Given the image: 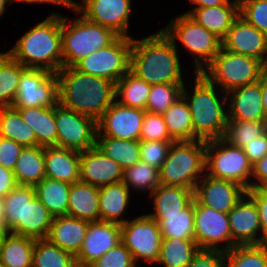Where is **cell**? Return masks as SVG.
I'll use <instances>...</instances> for the list:
<instances>
[{
  "label": "cell",
  "mask_w": 267,
  "mask_h": 267,
  "mask_svg": "<svg viewBox=\"0 0 267 267\" xmlns=\"http://www.w3.org/2000/svg\"><path fill=\"white\" fill-rule=\"evenodd\" d=\"M176 41L162 29L136 40L133 38L130 71L149 85L184 83Z\"/></svg>",
  "instance_id": "obj_1"
},
{
  "label": "cell",
  "mask_w": 267,
  "mask_h": 267,
  "mask_svg": "<svg viewBox=\"0 0 267 267\" xmlns=\"http://www.w3.org/2000/svg\"><path fill=\"white\" fill-rule=\"evenodd\" d=\"M58 103L98 121L116 100V83L62 67L57 73Z\"/></svg>",
  "instance_id": "obj_2"
},
{
  "label": "cell",
  "mask_w": 267,
  "mask_h": 267,
  "mask_svg": "<svg viewBox=\"0 0 267 267\" xmlns=\"http://www.w3.org/2000/svg\"><path fill=\"white\" fill-rule=\"evenodd\" d=\"M6 52L26 68L56 74L63 67L61 14L49 15Z\"/></svg>",
  "instance_id": "obj_3"
},
{
  "label": "cell",
  "mask_w": 267,
  "mask_h": 267,
  "mask_svg": "<svg viewBox=\"0 0 267 267\" xmlns=\"http://www.w3.org/2000/svg\"><path fill=\"white\" fill-rule=\"evenodd\" d=\"M192 95L183 86L182 96L187 102L193 121L194 140H214L224 137L228 120L226 94H217V86L210 83L201 73L195 74Z\"/></svg>",
  "instance_id": "obj_4"
},
{
  "label": "cell",
  "mask_w": 267,
  "mask_h": 267,
  "mask_svg": "<svg viewBox=\"0 0 267 267\" xmlns=\"http://www.w3.org/2000/svg\"><path fill=\"white\" fill-rule=\"evenodd\" d=\"M5 230L33 239H47L54 217L35 196L33 186L17 185L4 198Z\"/></svg>",
  "instance_id": "obj_5"
},
{
  "label": "cell",
  "mask_w": 267,
  "mask_h": 267,
  "mask_svg": "<svg viewBox=\"0 0 267 267\" xmlns=\"http://www.w3.org/2000/svg\"><path fill=\"white\" fill-rule=\"evenodd\" d=\"M206 141H175L159 169L160 184L194 190L205 175ZM202 175V176H201Z\"/></svg>",
  "instance_id": "obj_6"
},
{
  "label": "cell",
  "mask_w": 267,
  "mask_h": 267,
  "mask_svg": "<svg viewBox=\"0 0 267 267\" xmlns=\"http://www.w3.org/2000/svg\"><path fill=\"white\" fill-rule=\"evenodd\" d=\"M61 15L63 67H73L82 58L109 46L119 35L110 28L86 19L80 14L67 21Z\"/></svg>",
  "instance_id": "obj_7"
},
{
  "label": "cell",
  "mask_w": 267,
  "mask_h": 267,
  "mask_svg": "<svg viewBox=\"0 0 267 267\" xmlns=\"http://www.w3.org/2000/svg\"><path fill=\"white\" fill-rule=\"evenodd\" d=\"M267 66L257 58L221 48L201 74L224 93L259 81Z\"/></svg>",
  "instance_id": "obj_8"
},
{
  "label": "cell",
  "mask_w": 267,
  "mask_h": 267,
  "mask_svg": "<svg viewBox=\"0 0 267 267\" xmlns=\"http://www.w3.org/2000/svg\"><path fill=\"white\" fill-rule=\"evenodd\" d=\"M162 30L172 41L181 42L194 56L195 73H201L222 48V39L186 13L172 19Z\"/></svg>",
  "instance_id": "obj_9"
},
{
  "label": "cell",
  "mask_w": 267,
  "mask_h": 267,
  "mask_svg": "<svg viewBox=\"0 0 267 267\" xmlns=\"http://www.w3.org/2000/svg\"><path fill=\"white\" fill-rule=\"evenodd\" d=\"M205 172L251 189L252 164L242 148L230 145L223 138L206 141Z\"/></svg>",
  "instance_id": "obj_10"
},
{
  "label": "cell",
  "mask_w": 267,
  "mask_h": 267,
  "mask_svg": "<svg viewBox=\"0 0 267 267\" xmlns=\"http://www.w3.org/2000/svg\"><path fill=\"white\" fill-rule=\"evenodd\" d=\"M132 37L119 36L109 46L99 49L78 61V71L116 83L130 70Z\"/></svg>",
  "instance_id": "obj_11"
},
{
  "label": "cell",
  "mask_w": 267,
  "mask_h": 267,
  "mask_svg": "<svg viewBox=\"0 0 267 267\" xmlns=\"http://www.w3.org/2000/svg\"><path fill=\"white\" fill-rule=\"evenodd\" d=\"M121 242L133 256L135 263L159 261L162 234L159 224L148 214L141 215L121 224Z\"/></svg>",
  "instance_id": "obj_12"
},
{
  "label": "cell",
  "mask_w": 267,
  "mask_h": 267,
  "mask_svg": "<svg viewBox=\"0 0 267 267\" xmlns=\"http://www.w3.org/2000/svg\"><path fill=\"white\" fill-rule=\"evenodd\" d=\"M57 147L79 152L96 146L97 122L57 103L54 106Z\"/></svg>",
  "instance_id": "obj_13"
},
{
  "label": "cell",
  "mask_w": 267,
  "mask_h": 267,
  "mask_svg": "<svg viewBox=\"0 0 267 267\" xmlns=\"http://www.w3.org/2000/svg\"><path fill=\"white\" fill-rule=\"evenodd\" d=\"M194 240L200 250H231L232 236L228 214L194 200ZM220 243H225V246L219 248Z\"/></svg>",
  "instance_id": "obj_14"
},
{
  "label": "cell",
  "mask_w": 267,
  "mask_h": 267,
  "mask_svg": "<svg viewBox=\"0 0 267 267\" xmlns=\"http://www.w3.org/2000/svg\"><path fill=\"white\" fill-rule=\"evenodd\" d=\"M58 103L57 74L26 68L19 79L12 107H54Z\"/></svg>",
  "instance_id": "obj_15"
},
{
  "label": "cell",
  "mask_w": 267,
  "mask_h": 267,
  "mask_svg": "<svg viewBox=\"0 0 267 267\" xmlns=\"http://www.w3.org/2000/svg\"><path fill=\"white\" fill-rule=\"evenodd\" d=\"M131 0H82L81 4L73 0L66 6L78 12L86 19L110 28L119 36L128 34Z\"/></svg>",
  "instance_id": "obj_16"
},
{
  "label": "cell",
  "mask_w": 267,
  "mask_h": 267,
  "mask_svg": "<svg viewBox=\"0 0 267 267\" xmlns=\"http://www.w3.org/2000/svg\"><path fill=\"white\" fill-rule=\"evenodd\" d=\"M145 110L126 107L114 101L97 121V135L139 140Z\"/></svg>",
  "instance_id": "obj_17"
},
{
  "label": "cell",
  "mask_w": 267,
  "mask_h": 267,
  "mask_svg": "<svg viewBox=\"0 0 267 267\" xmlns=\"http://www.w3.org/2000/svg\"><path fill=\"white\" fill-rule=\"evenodd\" d=\"M246 193L247 190L235 182L206 174L194 188V200L209 208L228 213Z\"/></svg>",
  "instance_id": "obj_18"
},
{
  "label": "cell",
  "mask_w": 267,
  "mask_h": 267,
  "mask_svg": "<svg viewBox=\"0 0 267 267\" xmlns=\"http://www.w3.org/2000/svg\"><path fill=\"white\" fill-rule=\"evenodd\" d=\"M120 242V224L100 220L89 222L81 250L76 256L77 267H89Z\"/></svg>",
  "instance_id": "obj_19"
},
{
  "label": "cell",
  "mask_w": 267,
  "mask_h": 267,
  "mask_svg": "<svg viewBox=\"0 0 267 267\" xmlns=\"http://www.w3.org/2000/svg\"><path fill=\"white\" fill-rule=\"evenodd\" d=\"M227 214L231 229L232 248L236 245L262 244L259 210L247 193ZM258 232L260 233L258 234ZM257 235L260 236L257 237Z\"/></svg>",
  "instance_id": "obj_20"
},
{
  "label": "cell",
  "mask_w": 267,
  "mask_h": 267,
  "mask_svg": "<svg viewBox=\"0 0 267 267\" xmlns=\"http://www.w3.org/2000/svg\"><path fill=\"white\" fill-rule=\"evenodd\" d=\"M222 48L257 58L267 66V36L241 16L222 39Z\"/></svg>",
  "instance_id": "obj_21"
},
{
  "label": "cell",
  "mask_w": 267,
  "mask_h": 267,
  "mask_svg": "<svg viewBox=\"0 0 267 267\" xmlns=\"http://www.w3.org/2000/svg\"><path fill=\"white\" fill-rule=\"evenodd\" d=\"M80 181L96 187L122 182V167L97 146L80 152Z\"/></svg>",
  "instance_id": "obj_22"
},
{
  "label": "cell",
  "mask_w": 267,
  "mask_h": 267,
  "mask_svg": "<svg viewBox=\"0 0 267 267\" xmlns=\"http://www.w3.org/2000/svg\"><path fill=\"white\" fill-rule=\"evenodd\" d=\"M228 119L242 121L266 120L262 105L260 82L235 88L226 93Z\"/></svg>",
  "instance_id": "obj_23"
},
{
  "label": "cell",
  "mask_w": 267,
  "mask_h": 267,
  "mask_svg": "<svg viewBox=\"0 0 267 267\" xmlns=\"http://www.w3.org/2000/svg\"><path fill=\"white\" fill-rule=\"evenodd\" d=\"M186 14L206 30L223 39L240 16V3L239 0H230L225 5L193 8Z\"/></svg>",
  "instance_id": "obj_24"
},
{
  "label": "cell",
  "mask_w": 267,
  "mask_h": 267,
  "mask_svg": "<svg viewBox=\"0 0 267 267\" xmlns=\"http://www.w3.org/2000/svg\"><path fill=\"white\" fill-rule=\"evenodd\" d=\"M89 222L68 215L56 216L50 227L47 239L72 253L75 257L81 250Z\"/></svg>",
  "instance_id": "obj_25"
},
{
  "label": "cell",
  "mask_w": 267,
  "mask_h": 267,
  "mask_svg": "<svg viewBox=\"0 0 267 267\" xmlns=\"http://www.w3.org/2000/svg\"><path fill=\"white\" fill-rule=\"evenodd\" d=\"M46 178L73 184L80 181V152L56 146L44 147Z\"/></svg>",
  "instance_id": "obj_26"
},
{
  "label": "cell",
  "mask_w": 267,
  "mask_h": 267,
  "mask_svg": "<svg viewBox=\"0 0 267 267\" xmlns=\"http://www.w3.org/2000/svg\"><path fill=\"white\" fill-rule=\"evenodd\" d=\"M67 215L88 222L99 221V187L82 181L71 184Z\"/></svg>",
  "instance_id": "obj_27"
},
{
  "label": "cell",
  "mask_w": 267,
  "mask_h": 267,
  "mask_svg": "<svg viewBox=\"0 0 267 267\" xmlns=\"http://www.w3.org/2000/svg\"><path fill=\"white\" fill-rule=\"evenodd\" d=\"M129 201L130 189L123 182L99 187V220L124 224L128 220L122 214L126 212Z\"/></svg>",
  "instance_id": "obj_28"
},
{
  "label": "cell",
  "mask_w": 267,
  "mask_h": 267,
  "mask_svg": "<svg viewBox=\"0 0 267 267\" xmlns=\"http://www.w3.org/2000/svg\"><path fill=\"white\" fill-rule=\"evenodd\" d=\"M34 131L37 146L57 147L54 107H14Z\"/></svg>",
  "instance_id": "obj_29"
},
{
  "label": "cell",
  "mask_w": 267,
  "mask_h": 267,
  "mask_svg": "<svg viewBox=\"0 0 267 267\" xmlns=\"http://www.w3.org/2000/svg\"><path fill=\"white\" fill-rule=\"evenodd\" d=\"M35 239L6 232L0 241V261L5 267H32Z\"/></svg>",
  "instance_id": "obj_30"
},
{
  "label": "cell",
  "mask_w": 267,
  "mask_h": 267,
  "mask_svg": "<svg viewBox=\"0 0 267 267\" xmlns=\"http://www.w3.org/2000/svg\"><path fill=\"white\" fill-rule=\"evenodd\" d=\"M13 172L18 185L36 186L46 177L44 147H24Z\"/></svg>",
  "instance_id": "obj_31"
},
{
  "label": "cell",
  "mask_w": 267,
  "mask_h": 267,
  "mask_svg": "<svg viewBox=\"0 0 267 267\" xmlns=\"http://www.w3.org/2000/svg\"><path fill=\"white\" fill-rule=\"evenodd\" d=\"M154 213L148 215L180 214L194 200V190L160 184L150 195Z\"/></svg>",
  "instance_id": "obj_32"
},
{
  "label": "cell",
  "mask_w": 267,
  "mask_h": 267,
  "mask_svg": "<svg viewBox=\"0 0 267 267\" xmlns=\"http://www.w3.org/2000/svg\"><path fill=\"white\" fill-rule=\"evenodd\" d=\"M70 183L44 178L36 186L35 196L53 217L67 215Z\"/></svg>",
  "instance_id": "obj_33"
},
{
  "label": "cell",
  "mask_w": 267,
  "mask_h": 267,
  "mask_svg": "<svg viewBox=\"0 0 267 267\" xmlns=\"http://www.w3.org/2000/svg\"><path fill=\"white\" fill-rule=\"evenodd\" d=\"M96 146L123 170L141 161L140 140L117 139L107 136H96Z\"/></svg>",
  "instance_id": "obj_34"
},
{
  "label": "cell",
  "mask_w": 267,
  "mask_h": 267,
  "mask_svg": "<svg viewBox=\"0 0 267 267\" xmlns=\"http://www.w3.org/2000/svg\"><path fill=\"white\" fill-rule=\"evenodd\" d=\"M150 91L151 85L129 70L116 82L115 101L126 107L146 111Z\"/></svg>",
  "instance_id": "obj_35"
},
{
  "label": "cell",
  "mask_w": 267,
  "mask_h": 267,
  "mask_svg": "<svg viewBox=\"0 0 267 267\" xmlns=\"http://www.w3.org/2000/svg\"><path fill=\"white\" fill-rule=\"evenodd\" d=\"M149 216L159 224L162 238L194 239V200L180 214Z\"/></svg>",
  "instance_id": "obj_36"
},
{
  "label": "cell",
  "mask_w": 267,
  "mask_h": 267,
  "mask_svg": "<svg viewBox=\"0 0 267 267\" xmlns=\"http://www.w3.org/2000/svg\"><path fill=\"white\" fill-rule=\"evenodd\" d=\"M170 136L175 141H193L192 115L185 98L181 96L163 114Z\"/></svg>",
  "instance_id": "obj_37"
},
{
  "label": "cell",
  "mask_w": 267,
  "mask_h": 267,
  "mask_svg": "<svg viewBox=\"0 0 267 267\" xmlns=\"http://www.w3.org/2000/svg\"><path fill=\"white\" fill-rule=\"evenodd\" d=\"M0 136L12 139L24 147L37 146L33 129L23 121L14 107L0 109Z\"/></svg>",
  "instance_id": "obj_38"
},
{
  "label": "cell",
  "mask_w": 267,
  "mask_h": 267,
  "mask_svg": "<svg viewBox=\"0 0 267 267\" xmlns=\"http://www.w3.org/2000/svg\"><path fill=\"white\" fill-rule=\"evenodd\" d=\"M199 250L194 239L163 238L157 263L165 267H188Z\"/></svg>",
  "instance_id": "obj_39"
},
{
  "label": "cell",
  "mask_w": 267,
  "mask_h": 267,
  "mask_svg": "<svg viewBox=\"0 0 267 267\" xmlns=\"http://www.w3.org/2000/svg\"><path fill=\"white\" fill-rule=\"evenodd\" d=\"M25 69V66L7 52H0V109L12 107L20 76Z\"/></svg>",
  "instance_id": "obj_40"
},
{
  "label": "cell",
  "mask_w": 267,
  "mask_h": 267,
  "mask_svg": "<svg viewBox=\"0 0 267 267\" xmlns=\"http://www.w3.org/2000/svg\"><path fill=\"white\" fill-rule=\"evenodd\" d=\"M32 267H77L76 257L48 239H36Z\"/></svg>",
  "instance_id": "obj_41"
},
{
  "label": "cell",
  "mask_w": 267,
  "mask_h": 267,
  "mask_svg": "<svg viewBox=\"0 0 267 267\" xmlns=\"http://www.w3.org/2000/svg\"><path fill=\"white\" fill-rule=\"evenodd\" d=\"M267 133V121L227 120L223 139L230 145L244 148L258 136Z\"/></svg>",
  "instance_id": "obj_42"
},
{
  "label": "cell",
  "mask_w": 267,
  "mask_h": 267,
  "mask_svg": "<svg viewBox=\"0 0 267 267\" xmlns=\"http://www.w3.org/2000/svg\"><path fill=\"white\" fill-rule=\"evenodd\" d=\"M226 267H267V243L236 245L225 251Z\"/></svg>",
  "instance_id": "obj_43"
},
{
  "label": "cell",
  "mask_w": 267,
  "mask_h": 267,
  "mask_svg": "<svg viewBox=\"0 0 267 267\" xmlns=\"http://www.w3.org/2000/svg\"><path fill=\"white\" fill-rule=\"evenodd\" d=\"M122 182L129 188L146 191L149 195L160 185L159 169L139 161L123 172Z\"/></svg>",
  "instance_id": "obj_44"
},
{
  "label": "cell",
  "mask_w": 267,
  "mask_h": 267,
  "mask_svg": "<svg viewBox=\"0 0 267 267\" xmlns=\"http://www.w3.org/2000/svg\"><path fill=\"white\" fill-rule=\"evenodd\" d=\"M184 83H165L151 85L146 111L163 114L182 96Z\"/></svg>",
  "instance_id": "obj_45"
},
{
  "label": "cell",
  "mask_w": 267,
  "mask_h": 267,
  "mask_svg": "<svg viewBox=\"0 0 267 267\" xmlns=\"http://www.w3.org/2000/svg\"><path fill=\"white\" fill-rule=\"evenodd\" d=\"M240 16L267 36V0H239Z\"/></svg>",
  "instance_id": "obj_46"
},
{
  "label": "cell",
  "mask_w": 267,
  "mask_h": 267,
  "mask_svg": "<svg viewBox=\"0 0 267 267\" xmlns=\"http://www.w3.org/2000/svg\"><path fill=\"white\" fill-rule=\"evenodd\" d=\"M139 140L175 141L169 134L162 114L145 112Z\"/></svg>",
  "instance_id": "obj_47"
},
{
  "label": "cell",
  "mask_w": 267,
  "mask_h": 267,
  "mask_svg": "<svg viewBox=\"0 0 267 267\" xmlns=\"http://www.w3.org/2000/svg\"><path fill=\"white\" fill-rule=\"evenodd\" d=\"M175 141H145L140 140L141 161L157 169L163 165L170 150V145Z\"/></svg>",
  "instance_id": "obj_48"
},
{
  "label": "cell",
  "mask_w": 267,
  "mask_h": 267,
  "mask_svg": "<svg viewBox=\"0 0 267 267\" xmlns=\"http://www.w3.org/2000/svg\"><path fill=\"white\" fill-rule=\"evenodd\" d=\"M89 267H140L135 263L132 254L126 246L120 242L114 248L106 252Z\"/></svg>",
  "instance_id": "obj_49"
},
{
  "label": "cell",
  "mask_w": 267,
  "mask_h": 267,
  "mask_svg": "<svg viewBox=\"0 0 267 267\" xmlns=\"http://www.w3.org/2000/svg\"><path fill=\"white\" fill-rule=\"evenodd\" d=\"M24 146L0 136V165L13 170Z\"/></svg>",
  "instance_id": "obj_50"
},
{
  "label": "cell",
  "mask_w": 267,
  "mask_h": 267,
  "mask_svg": "<svg viewBox=\"0 0 267 267\" xmlns=\"http://www.w3.org/2000/svg\"><path fill=\"white\" fill-rule=\"evenodd\" d=\"M188 267H226L225 252L221 250H199Z\"/></svg>",
  "instance_id": "obj_51"
},
{
  "label": "cell",
  "mask_w": 267,
  "mask_h": 267,
  "mask_svg": "<svg viewBox=\"0 0 267 267\" xmlns=\"http://www.w3.org/2000/svg\"><path fill=\"white\" fill-rule=\"evenodd\" d=\"M247 194L254 200L259 210V217L262 230V244L267 243V195L259 188L247 190Z\"/></svg>",
  "instance_id": "obj_52"
},
{
  "label": "cell",
  "mask_w": 267,
  "mask_h": 267,
  "mask_svg": "<svg viewBox=\"0 0 267 267\" xmlns=\"http://www.w3.org/2000/svg\"><path fill=\"white\" fill-rule=\"evenodd\" d=\"M250 163L253 165L267 155V133L256 137L243 148Z\"/></svg>",
  "instance_id": "obj_53"
},
{
  "label": "cell",
  "mask_w": 267,
  "mask_h": 267,
  "mask_svg": "<svg viewBox=\"0 0 267 267\" xmlns=\"http://www.w3.org/2000/svg\"><path fill=\"white\" fill-rule=\"evenodd\" d=\"M251 179H254L251 182V188H259L267 182V155L252 165Z\"/></svg>",
  "instance_id": "obj_54"
},
{
  "label": "cell",
  "mask_w": 267,
  "mask_h": 267,
  "mask_svg": "<svg viewBox=\"0 0 267 267\" xmlns=\"http://www.w3.org/2000/svg\"><path fill=\"white\" fill-rule=\"evenodd\" d=\"M17 185L13 170L0 165V197L4 198Z\"/></svg>",
  "instance_id": "obj_55"
},
{
  "label": "cell",
  "mask_w": 267,
  "mask_h": 267,
  "mask_svg": "<svg viewBox=\"0 0 267 267\" xmlns=\"http://www.w3.org/2000/svg\"><path fill=\"white\" fill-rule=\"evenodd\" d=\"M262 94V105L265 112V117L267 121V68L262 72L259 78Z\"/></svg>",
  "instance_id": "obj_56"
},
{
  "label": "cell",
  "mask_w": 267,
  "mask_h": 267,
  "mask_svg": "<svg viewBox=\"0 0 267 267\" xmlns=\"http://www.w3.org/2000/svg\"><path fill=\"white\" fill-rule=\"evenodd\" d=\"M191 4L196 5L194 8L210 7L225 5L229 0H189Z\"/></svg>",
  "instance_id": "obj_57"
},
{
  "label": "cell",
  "mask_w": 267,
  "mask_h": 267,
  "mask_svg": "<svg viewBox=\"0 0 267 267\" xmlns=\"http://www.w3.org/2000/svg\"><path fill=\"white\" fill-rule=\"evenodd\" d=\"M25 2V3H54L55 5L59 4L61 6H66L70 3V0H10L11 3L13 2Z\"/></svg>",
  "instance_id": "obj_58"
},
{
  "label": "cell",
  "mask_w": 267,
  "mask_h": 267,
  "mask_svg": "<svg viewBox=\"0 0 267 267\" xmlns=\"http://www.w3.org/2000/svg\"><path fill=\"white\" fill-rule=\"evenodd\" d=\"M8 3L11 4L10 0H0V16L5 12Z\"/></svg>",
  "instance_id": "obj_59"
},
{
  "label": "cell",
  "mask_w": 267,
  "mask_h": 267,
  "mask_svg": "<svg viewBox=\"0 0 267 267\" xmlns=\"http://www.w3.org/2000/svg\"><path fill=\"white\" fill-rule=\"evenodd\" d=\"M0 222H5L3 198L0 197Z\"/></svg>",
  "instance_id": "obj_60"
},
{
  "label": "cell",
  "mask_w": 267,
  "mask_h": 267,
  "mask_svg": "<svg viewBox=\"0 0 267 267\" xmlns=\"http://www.w3.org/2000/svg\"><path fill=\"white\" fill-rule=\"evenodd\" d=\"M5 233H6L5 222H0V241Z\"/></svg>",
  "instance_id": "obj_61"
},
{
  "label": "cell",
  "mask_w": 267,
  "mask_h": 267,
  "mask_svg": "<svg viewBox=\"0 0 267 267\" xmlns=\"http://www.w3.org/2000/svg\"><path fill=\"white\" fill-rule=\"evenodd\" d=\"M259 189H260L264 194L267 195V182H266V183H263V184L259 187Z\"/></svg>",
  "instance_id": "obj_62"
},
{
  "label": "cell",
  "mask_w": 267,
  "mask_h": 267,
  "mask_svg": "<svg viewBox=\"0 0 267 267\" xmlns=\"http://www.w3.org/2000/svg\"><path fill=\"white\" fill-rule=\"evenodd\" d=\"M0 267H5L3 264H2V262L0 261Z\"/></svg>",
  "instance_id": "obj_63"
}]
</instances>
